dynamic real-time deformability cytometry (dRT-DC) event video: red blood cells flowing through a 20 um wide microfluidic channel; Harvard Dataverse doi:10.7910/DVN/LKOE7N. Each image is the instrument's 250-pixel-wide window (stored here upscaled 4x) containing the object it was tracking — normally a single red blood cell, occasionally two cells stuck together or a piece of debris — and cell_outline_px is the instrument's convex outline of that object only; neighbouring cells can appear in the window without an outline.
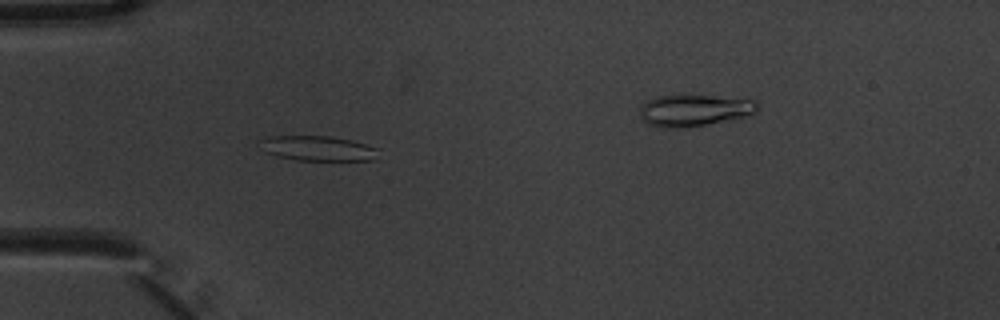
{"species": "common noctule bat (a hibernating species)", "species_latin": "Nyctalus noctula", "temperature_condition": "warm", "stored_images_in_passage": 6, "camera_frame_rate_fps": 3000, "um_per_image_px": 0.085, "animal": {"sex": "male", "body_mass_g": 20.1, "forearm_length_mm": 53.5}, "frame": {"image": 1, "passage_image": 5, "time_ms": 1.333, "image_size_px": [1000, 320], "cell_outline_px": [[380, 148], [372, 160], [296, 160], [276, 156], [264, 152], [256, 140], [268, 136], [332, 136], [352, 140]], "centroid_in_image_um": [26.95, 12.6], "position_along_channel_um": 58.1, "area_um2": 17.46}}